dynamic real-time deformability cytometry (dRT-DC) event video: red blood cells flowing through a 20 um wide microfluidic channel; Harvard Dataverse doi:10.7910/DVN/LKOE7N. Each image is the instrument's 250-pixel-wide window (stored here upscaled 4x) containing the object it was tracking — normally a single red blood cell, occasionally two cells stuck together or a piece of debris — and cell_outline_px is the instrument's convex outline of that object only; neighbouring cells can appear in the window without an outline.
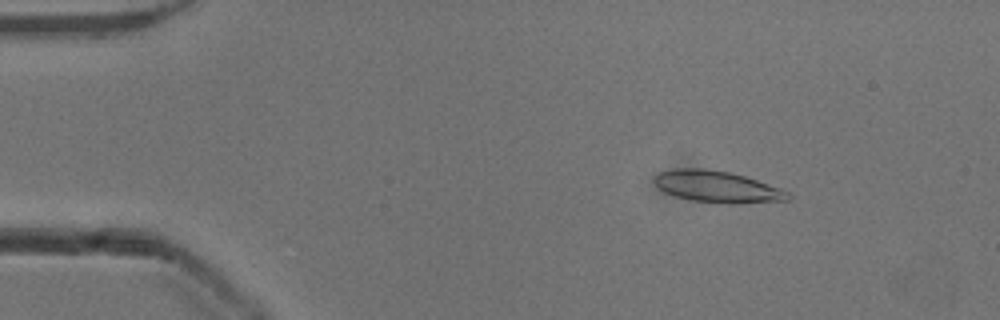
{"species": "common noctule bat (a hibernating species)", "species_latin": "Nyctalus noctula", "temperature_condition": "cold", "stored_images_in_passage": 53, "camera_frame_rate_fps": 3000, "um_per_image_px": 0.085, "animal": {"sex": "male", "body_mass_g": 13.3}, "frame": {"image": 1, "passage_image": 8, "time_ms": 2.333, "image_size_px": [1000, 320], "cell_outline_px": [[792, 196], [788, 200], [732, 204], [728, 204], [692, 200], [676, 196], [664, 192], [652, 180], [660, 172], [672, 168], [704, 168], [728, 172], [744, 176], [780, 188], [788, 192]], "centroid_in_image_um": [60.95, 15.87], "position_along_channel_um": 24.1, "area_um2": 24.45}}
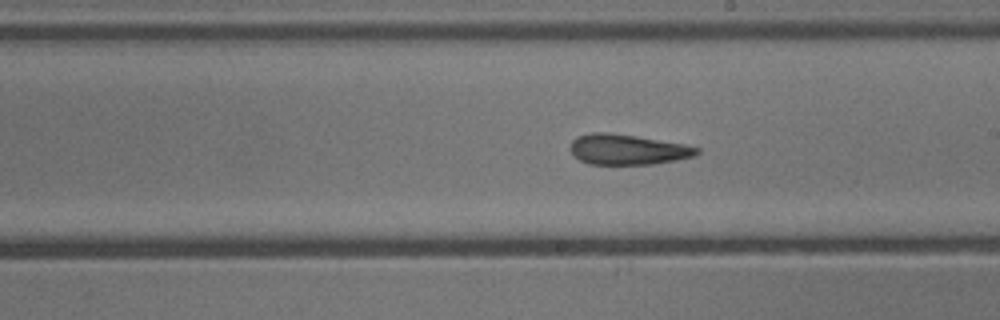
{"frame": {"image": 2, "passage_image": 30, "time_ms": 9.667, "image_size_px": [1000, 320], "cell_outline_px": [[700, 152], [692, 156], [676, 160], [652, 164], [588, 164], [580, 160], [568, 148], [572, 140], [576, 136], [592, 132], [608, 132], [636, 136], [684, 144], [700, 148]], "centroid_in_image_um": [53.31, 12.7], "position_along_channel_um": 235.7, "area_um2": 22.37}}
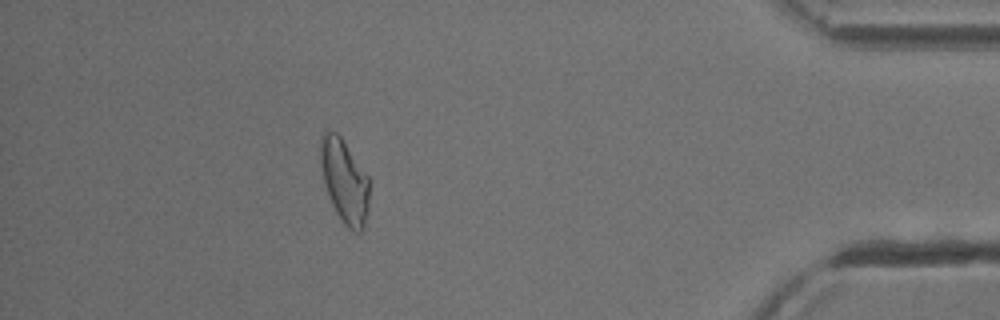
{"frame": {"image": 3, "passage_image": 47, "time_ms": 15.333, "image_size_px": [1000, 320], "cell_outline_px": [[368, 212], [364, 228], [360, 232], [356, 232], [348, 228], [344, 224], [336, 212], [332, 204], [324, 184], [320, 168], [320, 136], [324, 128], [336, 132], [340, 136], [368, 176]], "centroid_in_image_um": [29.25, 15.36], "position_along_channel_um": 406.0, "area_um2": 23.93}, "authors_computed_cell_mechanics": {"area_um2": 23.3512, "velocity_mm_per_s": 3.9068, "shape_relaxation_time_tau1_ms": null, "shape_relaxation_time_tau2_ms": 2.9687, "deformation_change_tau1": null, "deformation_change_tau2": 0.1118}}